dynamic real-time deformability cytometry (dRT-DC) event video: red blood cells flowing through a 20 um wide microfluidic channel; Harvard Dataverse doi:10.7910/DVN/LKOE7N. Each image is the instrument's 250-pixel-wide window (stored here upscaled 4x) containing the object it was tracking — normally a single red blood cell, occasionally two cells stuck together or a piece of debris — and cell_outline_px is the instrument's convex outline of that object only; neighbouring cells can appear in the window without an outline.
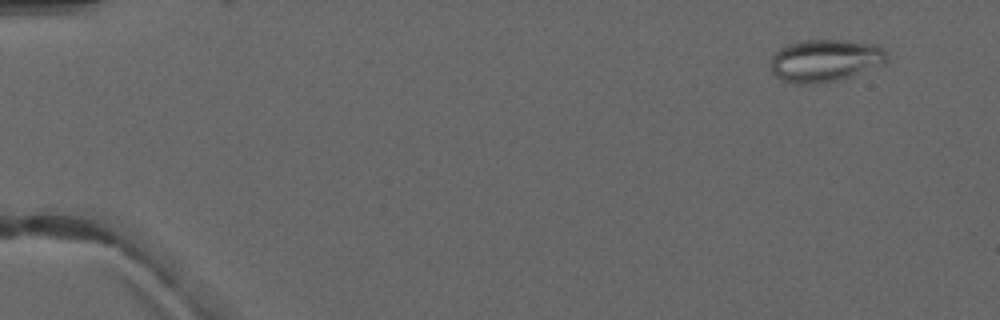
{"species": "common noctule bat (a hibernating species)", "species_latin": "Nyctalus noctula", "temperature_condition": "warm", "stored_images_in_passage": 6, "camera_frame_rate_fps": 3000, "um_per_image_px": 0.085, "animal": {"sex": "male", "forearm_length_mm": 52.5}, "frame": {"image": 1, "passage_image": 2, "time_ms": 1.0, "image_size_px": [1000, 320], "cell_outline_px": [[888, 60], [884, 64], [852, 76], [836, 80], [812, 84], [796, 84], [784, 80], [776, 76], [768, 68], [768, 64], [772, 56], [784, 44], [800, 40], [848, 40], [876, 44], [888, 52]], "centroid_in_image_um": [70.12, 5.13], "position_along_channel_um": 14.9, "area_um2": 29.25}}